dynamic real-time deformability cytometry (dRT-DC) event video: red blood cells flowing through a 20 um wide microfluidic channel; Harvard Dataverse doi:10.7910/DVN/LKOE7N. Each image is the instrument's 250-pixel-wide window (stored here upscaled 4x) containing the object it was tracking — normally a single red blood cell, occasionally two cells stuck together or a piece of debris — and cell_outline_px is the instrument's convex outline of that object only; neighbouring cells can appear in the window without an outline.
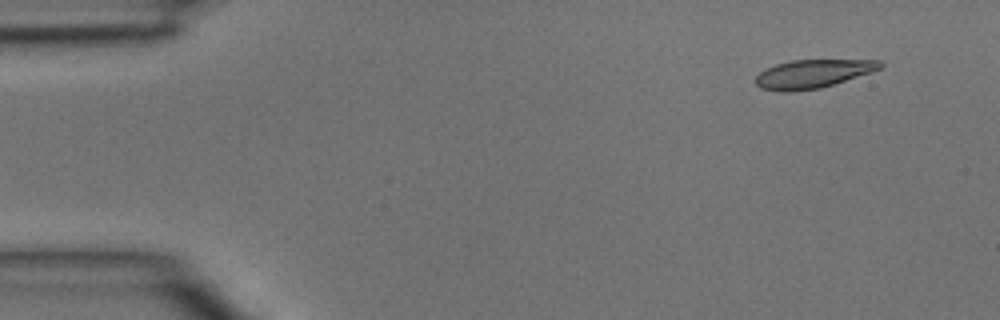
{"species": "common noctule bat (a hibernating species)", "species_latin": "Nyctalus noctula", "temperature_condition": "room temperature", "stored_images_in_passage": 4, "camera_frame_rate_fps": 3000, "um_per_image_px": 0.085, "animal": {"sex": "male", "body_mass_g": 15.6}, "frame": {"image": 1, "passage_image": 1, "time_ms": 0.0, "image_size_px": [1000, 320], "cell_outline_px": [[884, 64], [880, 68], [872, 72], [820, 88], [792, 92], [784, 92], [760, 88], [756, 84], [756, 76], [764, 68], [776, 64], [792, 60], [880, 60]], "centroid_in_image_um": [69.06, 6.27], "position_along_channel_um": 15.9, "area_um2": 20.63}}
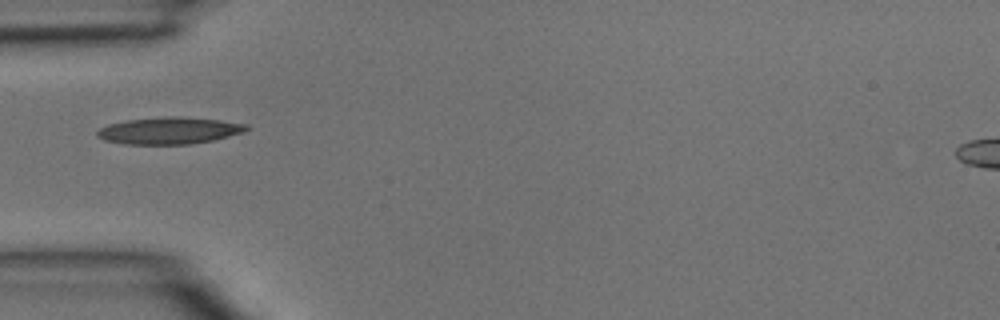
{"frame": {"image": 2, "passage_image": 4, "time_ms": 1.0, "image_size_px": [1000, 320], "cell_outline_px": [[252, 128], [244, 132], [212, 140], [188, 144], [124, 144], [104, 140], [96, 136], [96, 132], [100, 128], [108, 124], [128, 120], [168, 116], [180, 116], [220, 120], [248, 124]], "centroid_in_image_um": [14.4, 11.1], "position_along_channel_um": 70.6, "area_um2": 23.41}}